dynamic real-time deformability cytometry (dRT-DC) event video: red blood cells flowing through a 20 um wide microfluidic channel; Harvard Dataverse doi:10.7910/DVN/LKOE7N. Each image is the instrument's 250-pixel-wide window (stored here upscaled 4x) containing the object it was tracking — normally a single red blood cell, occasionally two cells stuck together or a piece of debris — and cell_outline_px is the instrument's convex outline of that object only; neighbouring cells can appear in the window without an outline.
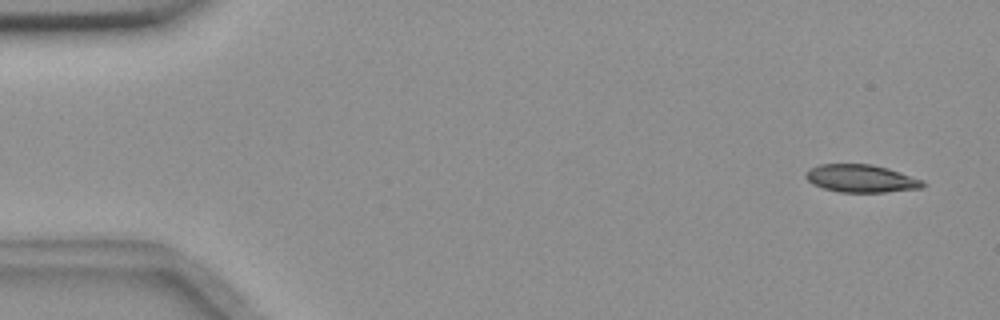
{"species": "common noctule bat (a hibernating species)", "species_latin": "Nyctalus noctula", "temperature_condition": "room temperature", "stored_images_in_passage": 6, "camera_frame_rate_fps": 3000, "um_per_image_px": 0.085, "animal": {"sex": "female", "body_mass_g": 18.4}, "frame": {"image": 1, "passage_image": 1, "time_ms": 0.0, "image_size_px": [1000, 320], "cell_outline_px": [[924, 184], [920, 188], [884, 192], [840, 192], [824, 188], [812, 184], [804, 176], [804, 172], [820, 164], [872, 164], [888, 168], [924, 180]], "centroid_in_image_um": [73.17, 15.16], "position_along_channel_um": 11.8, "area_um2": 18.84}}